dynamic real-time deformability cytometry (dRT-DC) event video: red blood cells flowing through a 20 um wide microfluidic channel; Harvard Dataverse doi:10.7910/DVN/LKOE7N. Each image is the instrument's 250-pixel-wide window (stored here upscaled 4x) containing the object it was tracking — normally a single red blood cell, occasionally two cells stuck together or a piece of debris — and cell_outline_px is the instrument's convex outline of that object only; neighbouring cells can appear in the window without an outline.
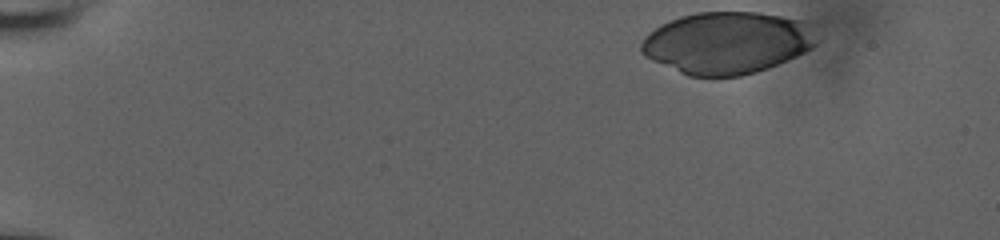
{"species": "human", "species_latin": "Homo sapiens", "temperature_condition": "room temperature", "stored_images_in_passage": 42, "camera_frame_rate_fps": 3000, "um_per_image_px": 0.085, "donor": {"sex": "male"}, "frame": {"image": 1, "passage_image": 1, "time_ms": 0.0, "image_size_px": [1000, 240], "cell_outline_px": [[820, 40], [812, 48], [796, 56], [768, 68], [756, 72], [740, 76], [688, 76], [652, 60], [644, 56], [640, 52], [640, 44], [648, 32], [660, 24], [680, 16], [696, 12], [760, 12], [800, 20]], "centroid_in_image_um": [61.75, 3.64], "position_along_channel_um": 23.2, "area_um2": 63.23}}